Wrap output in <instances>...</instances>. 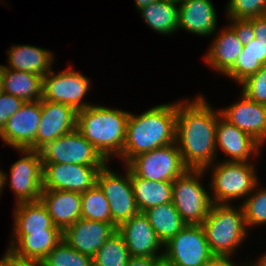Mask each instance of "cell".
Returning a JSON list of instances; mask_svg holds the SVG:
<instances>
[{
  "label": "cell",
  "instance_id": "4fadbf2b",
  "mask_svg": "<svg viewBox=\"0 0 266 266\" xmlns=\"http://www.w3.org/2000/svg\"><path fill=\"white\" fill-rule=\"evenodd\" d=\"M24 157L10 168V188L16 194V203L38 201L41 198L43 163L39 151L17 149Z\"/></svg>",
  "mask_w": 266,
  "mask_h": 266
},
{
  "label": "cell",
  "instance_id": "ffe728a7",
  "mask_svg": "<svg viewBox=\"0 0 266 266\" xmlns=\"http://www.w3.org/2000/svg\"><path fill=\"white\" fill-rule=\"evenodd\" d=\"M217 28V17L211 0L178 2V29L200 36H210Z\"/></svg>",
  "mask_w": 266,
  "mask_h": 266
},
{
  "label": "cell",
  "instance_id": "ba28073f",
  "mask_svg": "<svg viewBox=\"0 0 266 266\" xmlns=\"http://www.w3.org/2000/svg\"><path fill=\"white\" fill-rule=\"evenodd\" d=\"M42 163L105 166L107 160L80 133L75 130L47 143L40 150Z\"/></svg>",
  "mask_w": 266,
  "mask_h": 266
},
{
  "label": "cell",
  "instance_id": "ab89813d",
  "mask_svg": "<svg viewBox=\"0 0 266 266\" xmlns=\"http://www.w3.org/2000/svg\"><path fill=\"white\" fill-rule=\"evenodd\" d=\"M252 25L255 33V38L258 41L266 43V15L259 17H252L248 19Z\"/></svg>",
  "mask_w": 266,
  "mask_h": 266
},
{
  "label": "cell",
  "instance_id": "30bf717a",
  "mask_svg": "<svg viewBox=\"0 0 266 266\" xmlns=\"http://www.w3.org/2000/svg\"><path fill=\"white\" fill-rule=\"evenodd\" d=\"M97 185L109 202L112 222L117 227L139 213L128 167L123 177L106 164L98 173Z\"/></svg>",
  "mask_w": 266,
  "mask_h": 266
},
{
  "label": "cell",
  "instance_id": "7402d4cb",
  "mask_svg": "<svg viewBox=\"0 0 266 266\" xmlns=\"http://www.w3.org/2000/svg\"><path fill=\"white\" fill-rule=\"evenodd\" d=\"M63 239V232L12 234L8 252L16 258L43 261Z\"/></svg>",
  "mask_w": 266,
  "mask_h": 266
},
{
  "label": "cell",
  "instance_id": "8d00e7d4",
  "mask_svg": "<svg viewBox=\"0 0 266 266\" xmlns=\"http://www.w3.org/2000/svg\"><path fill=\"white\" fill-rule=\"evenodd\" d=\"M24 101L18 97L0 92V131L6 124V121L14 115L22 106Z\"/></svg>",
  "mask_w": 266,
  "mask_h": 266
},
{
  "label": "cell",
  "instance_id": "3957f363",
  "mask_svg": "<svg viewBox=\"0 0 266 266\" xmlns=\"http://www.w3.org/2000/svg\"><path fill=\"white\" fill-rule=\"evenodd\" d=\"M129 113L93 104L77 111V129L109 161L123 152Z\"/></svg>",
  "mask_w": 266,
  "mask_h": 266
},
{
  "label": "cell",
  "instance_id": "5bb4252c",
  "mask_svg": "<svg viewBox=\"0 0 266 266\" xmlns=\"http://www.w3.org/2000/svg\"><path fill=\"white\" fill-rule=\"evenodd\" d=\"M41 118V100L26 101L12 115L2 130L0 137L14 149L36 150V133Z\"/></svg>",
  "mask_w": 266,
  "mask_h": 266
},
{
  "label": "cell",
  "instance_id": "d6986e66",
  "mask_svg": "<svg viewBox=\"0 0 266 266\" xmlns=\"http://www.w3.org/2000/svg\"><path fill=\"white\" fill-rule=\"evenodd\" d=\"M261 144L229 123L221 115L216 125V153L219 147L229 158L226 162H250V155H260ZM254 151V153H253Z\"/></svg>",
  "mask_w": 266,
  "mask_h": 266
},
{
  "label": "cell",
  "instance_id": "b9f144b4",
  "mask_svg": "<svg viewBox=\"0 0 266 266\" xmlns=\"http://www.w3.org/2000/svg\"><path fill=\"white\" fill-rule=\"evenodd\" d=\"M203 266H238V265L237 264L234 265V262H232L230 258L214 257L211 261L207 262ZM244 266H246V265H244Z\"/></svg>",
  "mask_w": 266,
  "mask_h": 266
},
{
  "label": "cell",
  "instance_id": "60d3db41",
  "mask_svg": "<svg viewBox=\"0 0 266 266\" xmlns=\"http://www.w3.org/2000/svg\"><path fill=\"white\" fill-rule=\"evenodd\" d=\"M160 258L155 257H130L127 266H153Z\"/></svg>",
  "mask_w": 266,
  "mask_h": 266
},
{
  "label": "cell",
  "instance_id": "d6a6232c",
  "mask_svg": "<svg viewBox=\"0 0 266 266\" xmlns=\"http://www.w3.org/2000/svg\"><path fill=\"white\" fill-rule=\"evenodd\" d=\"M45 266H93V258L70 247L62 239L43 260Z\"/></svg>",
  "mask_w": 266,
  "mask_h": 266
},
{
  "label": "cell",
  "instance_id": "83f0119b",
  "mask_svg": "<svg viewBox=\"0 0 266 266\" xmlns=\"http://www.w3.org/2000/svg\"><path fill=\"white\" fill-rule=\"evenodd\" d=\"M139 11L148 26L157 33L169 35L178 30V1L157 0Z\"/></svg>",
  "mask_w": 266,
  "mask_h": 266
},
{
  "label": "cell",
  "instance_id": "603a6c76",
  "mask_svg": "<svg viewBox=\"0 0 266 266\" xmlns=\"http://www.w3.org/2000/svg\"><path fill=\"white\" fill-rule=\"evenodd\" d=\"M14 211L15 219L13 224V234L63 232L60 228L54 225L47 208L41 200L16 203Z\"/></svg>",
  "mask_w": 266,
  "mask_h": 266
},
{
  "label": "cell",
  "instance_id": "ac0fdd59",
  "mask_svg": "<svg viewBox=\"0 0 266 266\" xmlns=\"http://www.w3.org/2000/svg\"><path fill=\"white\" fill-rule=\"evenodd\" d=\"M241 97L240 101L219 110L221 116L263 145L266 143V105L250 100L243 93Z\"/></svg>",
  "mask_w": 266,
  "mask_h": 266
},
{
  "label": "cell",
  "instance_id": "d4e9b609",
  "mask_svg": "<svg viewBox=\"0 0 266 266\" xmlns=\"http://www.w3.org/2000/svg\"><path fill=\"white\" fill-rule=\"evenodd\" d=\"M10 70L31 72L42 78L51 71L54 56L48 50L31 45H14L8 50Z\"/></svg>",
  "mask_w": 266,
  "mask_h": 266
},
{
  "label": "cell",
  "instance_id": "4dcf8cb0",
  "mask_svg": "<svg viewBox=\"0 0 266 266\" xmlns=\"http://www.w3.org/2000/svg\"><path fill=\"white\" fill-rule=\"evenodd\" d=\"M81 218L115 225L112 222L109 202L97 184L81 193Z\"/></svg>",
  "mask_w": 266,
  "mask_h": 266
},
{
  "label": "cell",
  "instance_id": "8fae6325",
  "mask_svg": "<svg viewBox=\"0 0 266 266\" xmlns=\"http://www.w3.org/2000/svg\"><path fill=\"white\" fill-rule=\"evenodd\" d=\"M90 87L89 79L77 71L67 69L55 74L51 70L43 77L42 99L66 104L79 111L91 106L82 101Z\"/></svg>",
  "mask_w": 266,
  "mask_h": 266
},
{
  "label": "cell",
  "instance_id": "8992f818",
  "mask_svg": "<svg viewBox=\"0 0 266 266\" xmlns=\"http://www.w3.org/2000/svg\"><path fill=\"white\" fill-rule=\"evenodd\" d=\"M205 169H188L173 181L172 202L188 225H201L209 214L212 200L199 182Z\"/></svg>",
  "mask_w": 266,
  "mask_h": 266
},
{
  "label": "cell",
  "instance_id": "f1b7e54d",
  "mask_svg": "<svg viewBox=\"0 0 266 266\" xmlns=\"http://www.w3.org/2000/svg\"><path fill=\"white\" fill-rule=\"evenodd\" d=\"M144 214L163 245L187 225L173 202L150 208Z\"/></svg>",
  "mask_w": 266,
  "mask_h": 266
},
{
  "label": "cell",
  "instance_id": "9c48e42d",
  "mask_svg": "<svg viewBox=\"0 0 266 266\" xmlns=\"http://www.w3.org/2000/svg\"><path fill=\"white\" fill-rule=\"evenodd\" d=\"M163 257L172 266H203L212 254L202 225H186L164 244Z\"/></svg>",
  "mask_w": 266,
  "mask_h": 266
},
{
  "label": "cell",
  "instance_id": "ee69618b",
  "mask_svg": "<svg viewBox=\"0 0 266 266\" xmlns=\"http://www.w3.org/2000/svg\"><path fill=\"white\" fill-rule=\"evenodd\" d=\"M7 180V175H5L4 172L0 170V195L2 190L4 189L5 183H7Z\"/></svg>",
  "mask_w": 266,
  "mask_h": 266
},
{
  "label": "cell",
  "instance_id": "4316f807",
  "mask_svg": "<svg viewBox=\"0 0 266 266\" xmlns=\"http://www.w3.org/2000/svg\"><path fill=\"white\" fill-rule=\"evenodd\" d=\"M136 205L139 212L172 202L173 181H152L135 175L130 170Z\"/></svg>",
  "mask_w": 266,
  "mask_h": 266
},
{
  "label": "cell",
  "instance_id": "f6af8a7d",
  "mask_svg": "<svg viewBox=\"0 0 266 266\" xmlns=\"http://www.w3.org/2000/svg\"><path fill=\"white\" fill-rule=\"evenodd\" d=\"M153 266H172L164 257L158 259Z\"/></svg>",
  "mask_w": 266,
  "mask_h": 266
},
{
  "label": "cell",
  "instance_id": "74e56055",
  "mask_svg": "<svg viewBox=\"0 0 266 266\" xmlns=\"http://www.w3.org/2000/svg\"><path fill=\"white\" fill-rule=\"evenodd\" d=\"M229 19L231 21L229 26L235 31L243 46L255 38L253 25L248 19Z\"/></svg>",
  "mask_w": 266,
  "mask_h": 266
},
{
  "label": "cell",
  "instance_id": "d590c367",
  "mask_svg": "<svg viewBox=\"0 0 266 266\" xmlns=\"http://www.w3.org/2000/svg\"><path fill=\"white\" fill-rule=\"evenodd\" d=\"M242 93L250 100L266 105V65L241 83Z\"/></svg>",
  "mask_w": 266,
  "mask_h": 266
},
{
  "label": "cell",
  "instance_id": "484cf974",
  "mask_svg": "<svg viewBox=\"0 0 266 266\" xmlns=\"http://www.w3.org/2000/svg\"><path fill=\"white\" fill-rule=\"evenodd\" d=\"M1 91L26 101L42 99L43 78L31 72L10 70L0 65Z\"/></svg>",
  "mask_w": 266,
  "mask_h": 266
},
{
  "label": "cell",
  "instance_id": "2e32d148",
  "mask_svg": "<svg viewBox=\"0 0 266 266\" xmlns=\"http://www.w3.org/2000/svg\"><path fill=\"white\" fill-rule=\"evenodd\" d=\"M77 128V111L66 104L41 99V118L36 133V151Z\"/></svg>",
  "mask_w": 266,
  "mask_h": 266
},
{
  "label": "cell",
  "instance_id": "f35d334b",
  "mask_svg": "<svg viewBox=\"0 0 266 266\" xmlns=\"http://www.w3.org/2000/svg\"><path fill=\"white\" fill-rule=\"evenodd\" d=\"M0 266H45V264L40 260L16 258L7 251L0 260Z\"/></svg>",
  "mask_w": 266,
  "mask_h": 266
},
{
  "label": "cell",
  "instance_id": "5b68a950",
  "mask_svg": "<svg viewBox=\"0 0 266 266\" xmlns=\"http://www.w3.org/2000/svg\"><path fill=\"white\" fill-rule=\"evenodd\" d=\"M211 167L212 203L230 204L234 199L248 197L258 182L255 167L251 162H217L208 165L205 170Z\"/></svg>",
  "mask_w": 266,
  "mask_h": 266
},
{
  "label": "cell",
  "instance_id": "bcb514c9",
  "mask_svg": "<svg viewBox=\"0 0 266 266\" xmlns=\"http://www.w3.org/2000/svg\"><path fill=\"white\" fill-rule=\"evenodd\" d=\"M249 266H266V253L262 255L258 262L256 261V263L254 262V264L251 263V265Z\"/></svg>",
  "mask_w": 266,
  "mask_h": 266
},
{
  "label": "cell",
  "instance_id": "277c9868",
  "mask_svg": "<svg viewBox=\"0 0 266 266\" xmlns=\"http://www.w3.org/2000/svg\"><path fill=\"white\" fill-rule=\"evenodd\" d=\"M212 203L209 214L201 224L210 250L215 257L231 258L246 238V223L242 207Z\"/></svg>",
  "mask_w": 266,
  "mask_h": 266
},
{
  "label": "cell",
  "instance_id": "f546056e",
  "mask_svg": "<svg viewBox=\"0 0 266 266\" xmlns=\"http://www.w3.org/2000/svg\"><path fill=\"white\" fill-rule=\"evenodd\" d=\"M264 65H266V43L254 38L244 46L234 67L225 76L233 78L241 84Z\"/></svg>",
  "mask_w": 266,
  "mask_h": 266
},
{
  "label": "cell",
  "instance_id": "e0dca14e",
  "mask_svg": "<svg viewBox=\"0 0 266 266\" xmlns=\"http://www.w3.org/2000/svg\"><path fill=\"white\" fill-rule=\"evenodd\" d=\"M116 231L117 226L111 223L80 218L63 231V239L70 247L93 258Z\"/></svg>",
  "mask_w": 266,
  "mask_h": 266
},
{
  "label": "cell",
  "instance_id": "836d02e7",
  "mask_svg": "<svg viewBox=\"0 0 266 266\" xmlns=\"http://www.w3.org/2000/svg\"><path fill=\"white\" fill-rule=\"evenodd\" d=\"M257 185L258 182L253 188L252 194L241 204L247 227L266 224V188L257 190Z\"/></svg>",
  "mask_w": 266,
  "mask_h": 266
},
{
  "label": "cell",
  "instance_id": "7c38bea8",
  "mask_svg": "<svg viewBox=\"0 0 266 266\" xmlns=\"http://www.w3.org/2000/svg\"><path fill=\"white\" fill-rule=\"evenodd\" d=\"M104 166L43 163V190H64L83 193L97 184Z\"/></svg>",
  "mask_w": 266,
  "mask_h": 266
},
{
  "label": "cell",
  "instance_id": "7a4b0ae2",
  "mask_svg": "<svg viewBox=\"0 0 266 266\" xmlns=\"http://www.w3.org/2000/svg\"><path fill=\"white\" fill-rule=\"evenodd\" d=\"M177 102L157 105L141 115L129 113L120 158L126 165L133 157L175 142Z\"/></svg>",
  "mask_w": 266,
  "mask_h": 266
},
{
  "label": "cell",
  "instance_id": "1f68e13d",
  "mask_svg": "<svg viewBox=\"0 0 266 266\" xmlns=\"http://www.w3.org/2000/svg\"><path fill=\"white\" fill-rule=\"evenodd\" d=\"M130 254L122 236L116 231L93 257V266H127Z\"/></svg>",
  "mask_w": 266,
  "mask_h": 266
},
{
  "label": "cell",
  "instance_id": "6da1fadb",
  "mask_svg": "<svg viewBox=\"0 0 266 266\" xmlns=\"http://www.w3.org/2000/svg\"><path fill=\"white\" fill-rule=\"evenodd\" d=\"M203 96L177 102L175 142L189 169H205L216 158V125L221 112Z\"/></svg>",
  "mask_w": 266,
  "mask_h": 266
},
{
  "label": "cell",
  "instance_id": "cb8c5ba5",
  "mask_svg": "<svg viewBox=\"0 0 266 266\" xmlns=\"http://www.w3.org/2000/svg\"><path fill=\"white\" fill-rule=\"evenodd\" d=\"M243 48L235 31L228 26L218 33L204 58L211 68L226 75L234 67Z\"/></svg>",
  "mask_w": 266,
  "mask_h": 266
},
{
  "label": "cell",
  "instance_id": "52a82bcc",
  "mask_svg": "<svg viewBox=\"0 0 266 266\" xmlns=\"http://www.w3.org/2000/svg\"><path fill=\"white\" fill-rule=\"evenodd\" d=\"M135 175L152 181H174L189 168L176 142L133 157L126 165Z\"/></svg>",
  "mask_w": 266,
  "mask_h": 266
},
{
  "label": "cell",
  "instance_id": "9a60e30c",
  "mask_svg": "<svg viewBox=\"0 0 266 266\" xmlns=\"http://www.w3.org/2000/svg\"><path fill=\"white\" fill-rule=\"evenodd\" d=\"M130 257L163 258L164 252L158 253L164 246L150 225L148 217L139 212L117 227ZM162 246V247H161Z\"/></svg>",
  "mask_w": 266,
  "mask_h": 266
},
{
  "label": "cell",
  "instance_id": "e575fe53",
  "mask_svg": "<svg viewBox=\"0 0 266 266\" xmlns=\"http://www.w3.org/2000/svg\"><path fill=\"white\" fill-rule=\"evenodd\" d=\"M229 18L249 19L266 15V0H229L227 4Z\"/></svg>",
  "mask_w": 266,
  "mask_h": 266
},
{
  "label": "cell",
  "instance_id": "7bdbcfd3",
  "mask_svg": "<svg viewBox=\"0 0 266 266\" xmlns=\"http://www.w3.org/2000/svg\"><path fill=\"white\" fill-rule=\"evenodd\" d=\"M157 0H135V5L137 7V10L139 11L143 7H146L148 4L155 2Z\"/></svg>",
  "mask_w": 266,
  "mask_h": 266
},
{
  "label": "cell",
  "instance_id": "44dd1931",
  "mask_svg": "<svg viewBox=\"0 0 266 266\" xmlns=\"http://www.w3.org/2000/svg\"><path fill=\"white\" fill-rule=\"evenodd\" d=\"M45 205L55 226L64 231L81 218V193L64 190H42Z\"/></svg>",
  "mask_w": 266,
  "mask_h": 266
}]
</instances>
